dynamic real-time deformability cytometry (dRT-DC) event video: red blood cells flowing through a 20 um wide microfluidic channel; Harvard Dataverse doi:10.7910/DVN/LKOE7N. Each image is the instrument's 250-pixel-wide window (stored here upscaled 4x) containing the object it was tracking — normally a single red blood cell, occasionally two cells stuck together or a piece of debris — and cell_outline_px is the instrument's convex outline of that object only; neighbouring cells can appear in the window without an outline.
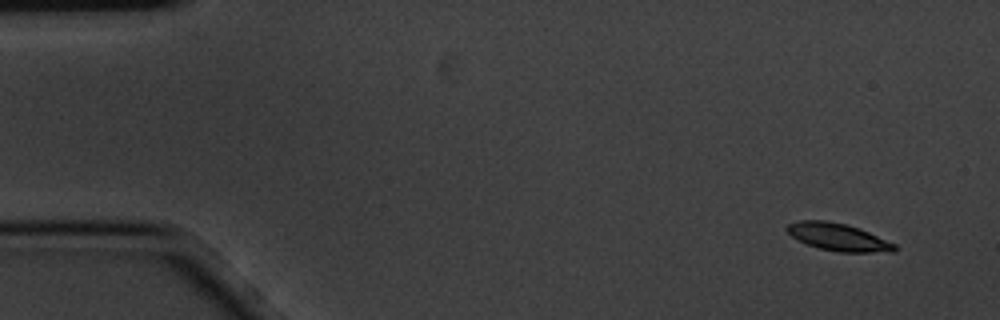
{"species": "common noctule bat (a hibernating species)", "species_latin": "Nyctalus noctula", "temperature_condition": "cold", "stored_images_in_passage": 4, "camera_frame_rate_fps": 3000, "um_per_image_px": 0.085, "animal": {"sex": "male", "body_mass_g": 20.1, "forearm_length_mm": 53.5}, "frame": {"image": 1, "passage_image": 1, "time_ms": 0.0, "image_size_px": [1000, 320], "cell_outline_px": [[896, 252], [836, 252], [820, 248], [808, 244], [792, 236], [784, 228], [788, 224], [800, 220], [828, 220], [860, 228], [896, 244]], "centroid_in_image_um": [71.27, 20.15], "position_along_channel_um": 13.7, "area_um2": 17.17}}
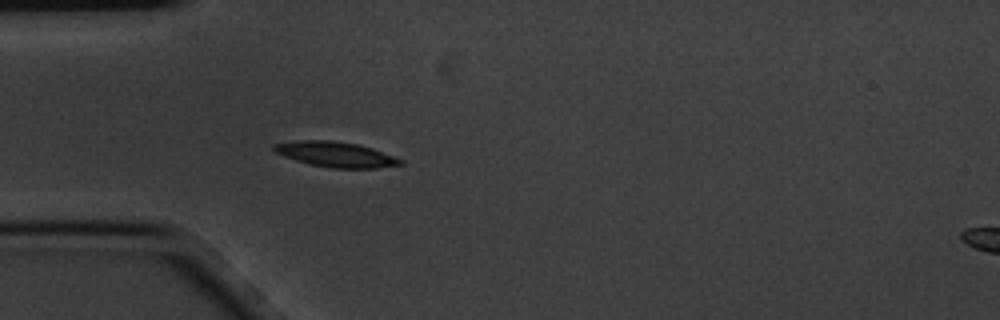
{"frame": {"image": 2, "passage_image": 4, "time_ms": 1.0, "image_size_px": [1000, 320], "cell_outline_px": [[404, 164], [376, 168], [332, 168], [312, 164], [296, 160], [284, 156], [276, 152], [272, 148], [272, 144], [296, 140], [332, 140], [356, 144], [372, 148], [404, 160]], "centroid_in_image_um": [28.54, 13.11], "position_along_channel_um": 56.5, "area_um2": 18.5}}